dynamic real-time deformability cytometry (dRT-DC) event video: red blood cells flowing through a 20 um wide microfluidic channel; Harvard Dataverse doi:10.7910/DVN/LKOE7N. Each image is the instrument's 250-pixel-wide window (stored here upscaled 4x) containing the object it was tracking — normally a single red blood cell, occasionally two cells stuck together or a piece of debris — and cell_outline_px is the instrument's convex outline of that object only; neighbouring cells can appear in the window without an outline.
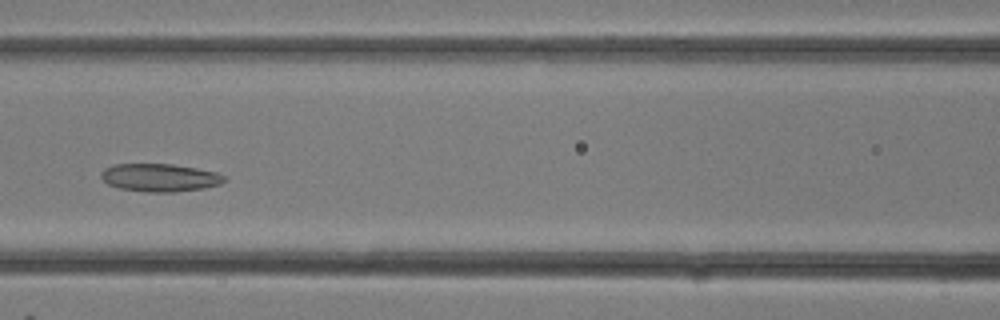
{"species": "common noctule bat (a hibernating species)", "species_latin": "Nyctalus noctula", "temperature_condition": "room temperature", "stored_images_in_passage": 17, "camera_frame_rate_fps": 3000, "um_per_image_px": 0.085, "animal": {"sex": "female"}, "frame": {"image": 1, "passage_image": 12, "time_ms": 3.667, "image_size_px": [1000, 320], "cell_outline_px": [[224, 180], [220, 184], [204, 188], [176, 192], [148, 192], [120, 188], [108, 184], [100, 176], [100, 172], [104, 168], [112, 164], [172, 164], [196, 168], [216, 172], [224, 176]], "centroid_in_image_um": [13.55, 15.09], "position_along_channel_um": 153.1, "area_um2": 20.0}}